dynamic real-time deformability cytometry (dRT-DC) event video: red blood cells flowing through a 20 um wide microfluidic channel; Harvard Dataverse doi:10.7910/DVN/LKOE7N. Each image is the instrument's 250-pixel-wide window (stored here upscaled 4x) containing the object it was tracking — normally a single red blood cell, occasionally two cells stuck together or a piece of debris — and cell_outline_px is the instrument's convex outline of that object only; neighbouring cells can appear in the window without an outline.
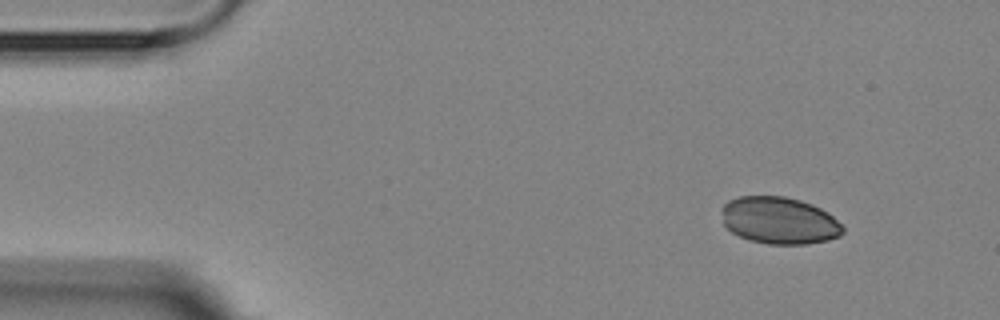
{"species": "Egyptian fruit bat (a non-hibernating species)", "species_latin": "Rousettus aegyptiacus", "temperature_condition": "room temperature", "stored_images_in_passage": 4, "camera_frame_rate_fps": 3000, "um_per_image_px": 0.085, "animal": {"sex": "female"}, "frame": {"image": 1, "passage_image": 1, "time_ms": 0.0, "image_size_px": [1000, 320], "cell_outline_px": [[844, 232], [840, 236], [828, 240], [808, 244], [768, 244], [748, 240], [732, 232], [724, 224], [720, 208], [728, 200], [740, 196], [784, 196], [800, 200], [812, 204], [828, 212], [844, 228]], "centroid_in_image_um": [66.23, 18.74], "position_along_channel_um": 18.8, "area_um2": 33.41}}